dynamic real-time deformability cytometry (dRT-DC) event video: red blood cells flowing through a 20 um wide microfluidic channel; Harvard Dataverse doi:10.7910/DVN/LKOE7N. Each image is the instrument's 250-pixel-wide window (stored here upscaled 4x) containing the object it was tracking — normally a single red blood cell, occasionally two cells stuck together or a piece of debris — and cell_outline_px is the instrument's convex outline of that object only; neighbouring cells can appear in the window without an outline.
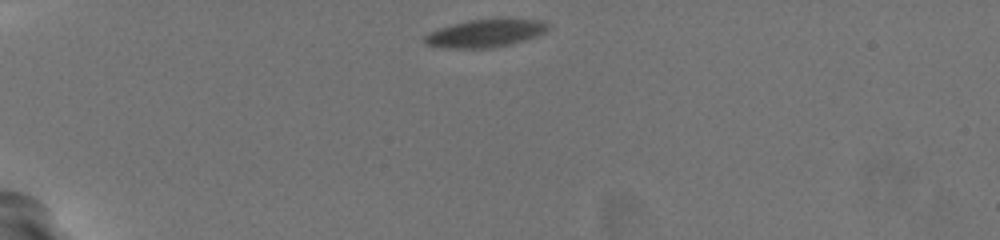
{"species": "common noctule bat (a hibernating species)", "species_latin": "Nyctalus noctula", "temperature_condition": "warm", "stored_images_in_passage": 38, "camera_frame_rate_fps": 3000, "um_per_image_px": 0.085, "animal": {"sex": "female", "body_mass_g": 19.5, "forearm_length_mm": 54.1}, "frame": {"image": 1, "passage_image": 1, "time_ms": 0.0, "image_size_px": [1000, 240], "cell_outline_px": [[552, 24], [544, 32], [536, 36], [508, 44], [492, 48], [444, 48], [424, 44], [424, 36], [440, 28], [468, 20], [540, 20]], "centroid_in_image_um": [41.23, 2.85], "position_along_channel_um": 43.8, "area_um2": 19.42}}
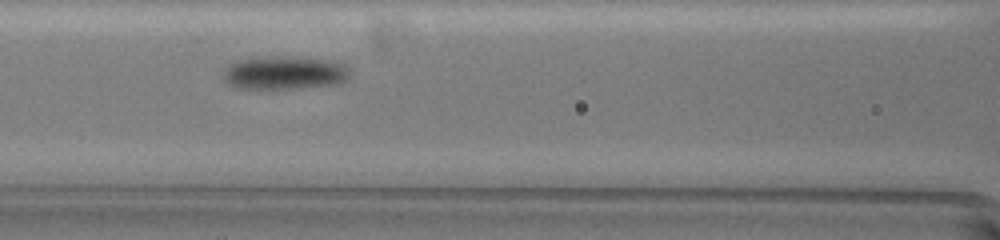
{"frame": {"image": 2, "passage_image": 14, "time_ms": 4.333, "image_size_px": [1000, 240], "cell_outline_px": [[348, 76], [344, 80], [328, 84], [292, 88], [236, 88], [228, 84], [224, 80], [224, 72], [228, 64], [232, 60], [328, 60], [344, 64], [348, 68]], "centroid_in_image_um": [24.1, 6.24], "position_along_channel_um": 142.5, "area_um2": 22.6}}
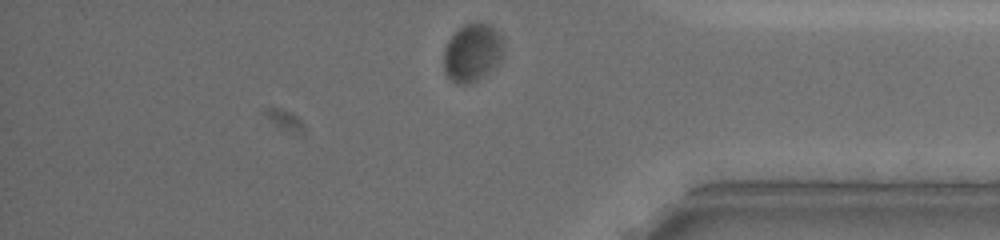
{"frame": {"image": 3, "passage_image": 36, "time_ms": 11.667, "image_size_px": [1000, 240], "cell_outline_px": [[504, 48], [496, 64], [484, 76], [476, 80], [464, 84], [456, 84], [448, 76], [444, 68], [444, 48], [448, 40], [460, 28], [468, 24], [480, 20], [488, 24], [500, 36]], "centroid_in_image_um": [40.12, 4.46], "position_along_channel_um": 395.1, "area_um2": 19.77}, "authors_computed_cell_mechanics": {"area_um2": 21.5016, "velocity_mm_per_s": 3.5872, "shape_relaxation_time_tau1_ms": 4.5314, "shape_relaxation_time_tau2_ms": null, "deformation_change_tau1": 0.142, "deformation_change_tau2": null}}